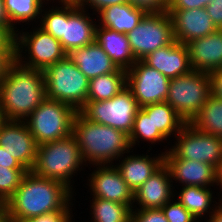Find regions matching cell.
I'll return each mask as SVG.
<instances>
[{
	"instance_id": "cell-1",
	"label": "cell",
	"mask_w": 222,
	"mask_h": 222,
	"mask_svg": "<svg viewBox=\"0 0 222 222\" xmlns=\"http://www.w3.org/2000/svg\"><path fill=\"white\" fill-rule=\"evenodd\" d=\"M72 190L57 180L32 171L24 176L15 193L5 202V214L18 222L59 210H70Z\"/></svg>"
},
{
	"instance_id": "cell-2",
	"label": "cell",
	"mask_w": 222,
	"mask_h": 222,
	"mask_svg": "<svg viewBox=\"0 0 222 222\" xmlns=\"http://www.w3.org/2000/svg\"><path fill=\"white\" fill-rule=\"evenodd\" d=\"M46 99L43 71L14 60L0 80V110L6 120H25Z\"/></svg>"
},
{
	"instance_id": "cell-3",
	"label": "cell",
	"mask_w": 222,
	"mask_h": 222,
	"mask_svg": "<svg viewBox=\"0 0 222 222\" xmlns=\"http://www.w3.org/2000/svg\"><path fill=\"white\" fill-rule=\"evenodd\" d=\"M72 135L79 145L84 162L89 161L92 165H110L114 159H121L122 154L130 152L129 135L113 127L89 121L79 112L73 120Z\"/></svg>"
},
{
	"instance_id": "cell-4",
	"label": "cell",
	"mask_w": 222,
	"mask_h": 222,
	"mask_svg": "<svg viewBox=\"0 0 222 222\" xmlns=\"http://www.w3.org/2000/svg\"><path fill=\"white\" fill-rule=\"evenodd\" d=\"M62 7L43 13L40 28L61 42L66 53L95 41L96 24L77 3H62ZM64 7V8H63ZM44 15V16H43Z\"/></svg>"
},
{
	"instance_id": "cell-5",
	"label": "cell",
	"mask_w": 222,
	"mask_h": 222,
	"mask_svg": "<svg viewBox=\"0 0 222 222\" xmlns=\"http://www.w3.org/2000/svg\"><path fill=\"white\" fill-rule=\"evenodd\" d=\"M83 162L79 145L71 134L66 138L38 145L36 163L31 171L42 178L62 182L72 189L70 178L79 171Z\"/></svg>"
},
{
	"instance_id": "cell-6",
	"label": "cell",
	"mask_w": 222,
	"mask_h": 222,
	"mask_svg": "<svg viewBox=\"0 0 222 222\" xmlns=\"http://www.w3.org/2000/svg\"><path fill=\"white\" fill-rule=\"evenodd\" d=\"M46 98L72 106L77 112L88 97L89 79L66 56L43 71Z\"/></svg>"
},
{
	"instance_id": "cell-7",
	"label": "cell",
	"mask_w": 222,
	"mask_h": 222,
	"mask_svg": "<svg viewBox=\"0 0 222 222\" xmlns=\"http://www.w3.org/2000/svg\"><path fill=\"white\" fill-rule=\"evenodd\" d=\"M212 94L210 73L194 71L170 79L167 102L186 122L191 123Z\"/></svg>"
},
{
	"instance_id": "cell-8",
	"label": "cell",
	"mask_w": 222,
	"mask_h": 222,
	"mask_svg": "<svg viewBox=\"0 0 222 222\" xmlns=\"http://www.w3.org/2000/svg\"><path fill=\"white\" fill-rule=\"evenodd\" d=\"M76 113L69 104L46 98L24 122L40 145L70 136Z\"/></svg>"
},
{
	"instance_id": "cell-9",
	"label": "cell",
	"mask_w": 222,
	"mask_h": 222,
	"mask_svg": "<svg viewBox=\"0 0 222 222\" xmlns=\"http://www.w3.org/2000/svg\"><path fill=\"white\" fill-rule=\"evenodd\" d=\"M176 145L164 159H188L214 166L218 171L222 165V138L200 132L192 124L186 123L177 134Z\"/></svg>"
},
{
	"instance_id": "cell-10",
	"label": "cell",
	"mask_w": 222,
	"mask_h": 222,
	"mask_svg": "<svg viewBox=\"0 0 222 222\" xmlns=\"http://www.w3.org/2000/svg\"><path fill=\"white\" fill-rule=\"evenodd\" d=\"M139 108L132 92L126 87L111 99L86 102L78 112L89 121L113 127L129 135Z\"/></svg>"
},
{
	"instance_id": "cell-11",
	"label": "cell",
	"mask_w": 222,
	"mask_h": 222,
	"mask_svg": "<svg viewBox=\"0 0 222 222\" xmlns=\"http://www.w3.org/2000/svg\"><path fill=\"white\" fill-rule=\"evenodd\" d=\"M126 36L133 56L142 60L174 40L171 17L168 12L146 13Z\"/></svg>"
},
{
	"instance_id": "cell-12",
	"label": "cell",
	"mask_w": 222,
	"mask_h": 222,
	"mask_svg": "<svg viewBox=\"0 0 222 222\" xmlns=\"http://www.w3.org/2000/svg\"><path fill=\"white\" fill-rule=\"evenodd\" d=\"M36 30L32 34H29V32H23L22 34L20 32V35H18V32L16 34L15 60L26 68L44 71L57 61L64 59L67 53L62 48L59 40L40 27ZM23 50H28L29 58H26L28 61H22L23 59H21Z\"/></svg>"
},
{
	"instance_id": "cell-13",
	"label": "cell",
	"mask_w": 222,
	"mask_h": 222,
	"mask_svg": "<svg viewBox=\"0 0 222 222\" xmlns=\"http://www.w3.org/2000/svg\"><path fill=\"white\" fill-rule=\"evenodd\" d=\"M127 88L132 92L139 107L165 102L170 79L142 60L127 71Z\"/></svg>"
},
{
	"instance_id": "cell-14",
	"label": "cell",
	"mask_w": 222,
	"mask_h": 222,
	"mask_svg": "<svg viewBox=\"0 0 222 222\" xmlns=\"http://www.w3.org/2000/svg\"><path fill=\"white\" fill-rule=\"evenodd\" d=\"M0 146L25 169L36 163L37 144L24 120H6L0 124Z\"/></svg>"
},
{
	"instance_id": "cell-15",
	"label": "cell",
	"mask_w": 222,
	"mask_h": 222,
	"mask_svg": "<svg viewBox=\"0 0 222 222\" xmlns=\"http://www.w3.org/2000/svg\"><path fill=\"white\" fill-rule=\"evenodd\" d=\"M168 14L172 20L174 39L185 45L217 29L206 8L168 9Z\"/></svg>"
},
{
	"instance_id": "cell-16",
	"label": "cell",
	"mask_w": 222,
	"mask_h": 222,
	"mask_svg": "<svg viewBox=\"0 0 222 222\" xmlns=\"http://www.w3.org/2000/svg\"><path fill=\"white\" fill-rule=\"evenodd\" d=\"M111 166V167H110ZM99 165L98 170L93 171L89 179L90 189L93 196L128 204L131 208L134 203V192L122 178L120 172L116 168L117 165ZM114 167V168H113Z\"/></svg>"
},
{
	"instance_id": "cell-17",
	"label": "cell",
	"mask_w": 222,
	"mask_h": 222,
	"mask_svg": "<svg viewBox=\"0 0 222 222\" xmlns=\"http://www.w3.org/2000/svg\"><path fill=\"white\" fill-rule=\"evenodd\" d=\"M142 61L169 79L192 71L188 46L175 39L170 44L151 52Z\"/></svg>"
},
{
	"instance_id": "cell-18",
	"label": "cell",
	"mask_w": 222,
	"mask_h": 222,
	"mask_svg": "<svg viewBox=\"0 0 222 222\" xmlns=\"http://www.w3.org/2000/svg\"><path fill=\"white\" fill-rule=\"evenodd\" d=\"M187 46L192 70L210 73L222 69V29L192 40Z\"/></svg>"
},
{
	"instance_id": "cell-19",
	"label": "cell",
	"mask_w": 222,
	"mask_h": 222,
	"mask_svg": "<svg viewBox=\"0 0 222 222\" xmlns=\"http://www.w3.org/2000/svg\"><path fill=\"white\" fill-rule=\"evenodd\" d=\"M172 178L168 167L163 164L134 192V202L138 201L140 209H161L171 201Z\"/></svg>"
},
{
	"instance_id": "cell-20",
	"label": "cell",
	"mask_w": 222,
	"mask_h": 222,
	"mask_svg": "<svg viewBox=\"0 0 222 222\" xmlns=\"http://www.w3.org/2000/svg\"><path fill=\"white\" fill-rule=\"evenodd\" d=\"M164 164L173 180L184 186L209 187L214 183L218 186L219 171L210 164L188 159H164Z\"/></svg>"
},
{
	"instance_id": "cell-21",
	"label": "cell",
	"mask_w": 222,
	"mask_h": 222,
	"mask_svg": "<svg viewBox=\"0 0 222 222\" xmlns=\"http://www.w3.org/2000/svg\"><path fill=\"white\" fill-rule=\"evenodd\" d=\"M67 57L89 80L115 72L118 69L96 41L84 47L71 50L67 53Z\"/></svg>"
},
{
	"instance_id": "cell-22",
	"label": "cell",
	"mask_w": 222,
	"mask_h": 222,
	"mask_svg": "<svg viewBox=\"0 0 222 222\" xmlns=\"http://www.w3.org/2000/svg\"><path fill=\"white\" fill-rule=\"evenodd\" d=\"M95 41L111 58L117 68L127 71L136 63L126 34L97 26Z\"/></svg>"
},
{
	"instance_id": "cell-23",
	"label": "cell",
	"mask_w": 222,
	"mask_h": 222,
	"mask_svg": "<svg viewBox=\"0 0 222 222\" xmlns=\"http://www.w3.org/2000/svg\"><path fill=\"white\" fill-rule=\"evenodd\" d=\"M127 156L116 167L127 185L135 192L155 171L164 164V153L158 157Z\"/></svg>"
},
{
	"instance_id": "cell-24",
	"label": "cell",
	"mask_w": 222,
	"mask_h": 222,
	"mask_svg": "<svg viewBox=\"0 0 222 222\" xmlns=\"http://www.w3.org/2000/svg\"><path fill=\"white\" fill-rule=\"evenodd\" d=\"M98 14L102 24L98 26L127 34L138 25L146 12L130 3H124L106 6L98 11Z\"/></svg>"
},
{
	"instance_id": "cell-25",
	"label": "cell",
	"mask_w": 222,
	"mask_h": 222,
	"mask_svg": "<svg viewBox=\"0 0 222 222\" xmlns=\"http://www.w3.org/2000/svg\"><path fill=\"white\" fill-rule=\"evenodd\" d=\"M126 87L127 72L118 68L115 72L90 79L87 102L111 99Z\"/></svg>"
},
{
	"instance_id": "cell-26",
	"label": "cell",
	"mask_w": 222,
	"mask_h": 222,
	"mask_svg": "<svg viewBox=\"0 0 222 222\" xmlns=\"http://www.w3.org/2000/svg\"><path fill=\"white\" fill-rule=\"evenodd\" d=\"M152 119L154 128L157 129L165 138L180 132L186 122L179 114L167 103L148 104L141 107Z\"/></svg>"
},
{
	"instance_id": "cell-27",
	"label": "cell",
	"mask_w": 222,
	"mask_h": 222,
	"mask_svg": "<svg viewBox=\"0 0 222 222\" xmlns=\"http://www.w3.org/2000/svg\"><path fill=\"white\" fill-rule=\"evenodd\" d=\"M190 124L200 132L222 138V99L211 94Z\"/></svg>"
},
{
	"instance_id": "cell-28",
	"label": "cell",
	"mask_w": 222,
	"mask_h": 222,
	"mask_svg": "<svg viewBox=\"0 0 222 222\" xmlns=\"http://www.w3.org/2000/svg\"><path fill=\"white\" fill-rule=\"evenodd\" d=\"M208 187L184 186L178 201L197 219L208 213L212 201V191Z\"/></svg>"
},
{
	"instance_id": "cell-29",
	"label": "cell",
	"mask_w": 222,
	"mask_h": 222,
	"mask_svg": "<svg viewBox=\"0 0 222 222\" xmlns=\"http://www.w3.org/2000/svg\"><path fill=\"white\" fill-rule=\"evenodd\" d=\"M93 222H130L132 208L128 204L93 197Z\"/></svg>"
},
{
	"instance_id": "cell-30",
	"label": "cell",
	"mask_w": 222,
	"mask_h": 222,
	"mask_svg": "<svg viewBox=\"0 0 222 222\" xmlns=\"http://www.w3.org/2000/svg\"><path fill=\"white\" fill-rule=\"evenodd\" d=\"M44 0H4L5 9L9 17L11 25L14 27V22H29L33 21L40 15ZM39 14V15H38Z\"/></svg>"
},
{
	"instance_id": "cell-31",
	"label": "cell",
	"mask_w": 222,
	"mask_h": 222,
	"mask_svg": "<svg viewBox=\"0 0 222 222\" xmlns=\"http://www.w3.org/2000/svg\"><path fill=\"white\" fill-rule=\"evenodd\" d=\"M140 138L154 142L163 141L166 139L157 129L154 128L152 119L148 117L147 113L140 107L136 113L133 123L132 132L129 134V143L132 146L136 145V141Z\"/></svg>"
},
{
	"instance_id": "cell-32",
	"label": "cell",
	"mask_w": 222,
	"mask_h": 222,
	"mask_svg": "<svg viewBox=\"0 0 222 222\" xmlns=\"http://www.w3.org/2000/svg\"><path fill=\"white\" fill-rule=\"evenodd\" d=\"M27 173L25 168L0 165V199L4 203L15 193Z\"/></svg>"
},
{
	"instance_id": "cell-33",
	"label": "cell",
	"mask_w": 222,
	"mask_h": 222,
	"mask_svg": "<svg viewBox=\"0 0 222 222\" xmlns=\"http://www.w3.org/2000/svg\"><path fill=\"white\" fill-rule=\"evenodd\" d=\"M168 222H196V218L179 202H167L162 208Z\"/></svg>"
},
{
	"instance_id": "cell-34",
	"label": "cell",
	"mask_w": 222,
	"mask_h": 222,
	"mask_svg": "<svg viewBox=\"0 0 222 222\" xmlns=\"http://www.w3.org/2000/svg\"><path fill=\"white\" fill-rule=\"evenodd\" d=\"M130 222H168L162 209L131 210Z\"/></svg>"
},
{
	"instance_id": "cell-35",
	"label": "cell",
	"mask_w": 222,
	"mask_h": 222,
	"mask_svg": "<svg viewBox=\"0 0 222 222\" xmlns=\"http://www.w3.org/2000/svg\"><path fill=\"white\" fill-rule=\"evenodd\" d=\"M132 6L143 9L146 13L168 12L169 0H127Z\"/></svg>"
},
{
	"instance_id": "cell-36",
	"label": "cell",
	"mask_w": 222,
	"mask_h": 222,
	"mask_svg": "<svg viewBox=\"0 0 222 222\" xmlns=\"http://www.w3.org/2000/svg\"><path fill=\"white\" fill-rule=\"evenodd\" d=\"M70 210H59L18 222H72Z\"/></svg>"
},
{
	"instance_id": "cell-37",
	"label": "cell",
	"mask_w": 222,
	"mask_h": 222,
	"mask_svg": "<svg viewBox=\"0 0 222 222\" xmlns=\"http://www.w3.org/2000/svg\"><path fill=\"white\" fill-rule=\"evenodd\" d=\"M205 8L214 26L222 29V0H211Z\"/></svg>"
},
{
	"instance_id": "cell-38",
	"label": "cell",
	"mask_w": 222,
	"mask_h": 222,
	"mask_svg": "<svg viewBox=\"0 0 222 222\" xmlns=\"http://www.w3.org/2000/svg\"><path fill=\"white\" fill-rule=\"evenodd\" d=\"M211 0H169L168 9L205 8Z\"/></svg>"
},
{
	"instance_id": "cell-39",
	"label": "cell",
	"mask_w": 222,
	"mask_h": 222,
	"mask_svg": "<svg viewBox=\"0 0 222 222\" xmlns=\"http://www.w3.org/2000/svg\"><path fill=\"white\" fill-rule=\"evenodd\" d=\"M128 3L127 0H80L77 4L78 6L84 8L88 6H92L91 8L95 9L96 12L100 11L101 9L105 8L106 6H112L115 4H124Z\"/></svg>"
},
{
	"instance_id": "cell-40",
	"label": "cell",
	"mask_w": 222,
	"mask_h": 222,
	"mask_svg": "<svg viewBox=\"0 0 222 222\" xmlns=\"http://www.w3.org/2000/svg\"><path fill=\"white\" fill-rule=\"evenodd\" d=\"M15 60V49H0V80L6 73L7 67Z\"/></svg>"
},
{
	"instance_id": "cell-41",
	"label": "cell",
	"mask_w": 222,
	"mask_h": 222,
	"mask_svg": "<svg viewBox=\"0 0 222 222\" xmlns=\"http://www.w3.org/2000/svg\"><path fill=\"white\" fill-rule=\"evenodd\" d=\"M212 94L222 99V69L210 72Z\"/></svg>"
},
{
	"instance_id": "cell-42",
	"label": "cell",
	"mask_w": 222,
	"mask_h": 222,
	"mask_svg": "<svg viewBox=\"0 0 222 222\" xmlns=\"http://www.w3.org/2000/svg\"><path fill=\"white\" fill-rule=\"evenodd\" d=\"M0 49H15V36L0 25Z\"/></svg>"
},
{
	"instance_id": "cell-43",
	"label": "cell",
	"mask_w": 222,
	"mask_h": 222,
	"mask_svg": "<svg viewBox=\"0 0 222 222\" xmlns=\"http://www.w3.org/2000/svg\"><path fill=\"white\" fill-rule=\"evenodd\" d=\"M0 165L8 166V168H24L12 155L8 154L2 146H0Z\"/></svg>"
},
{
	"instance_id": "cell-44",
	"label": "cell",
	"mask_w": 222,
	"mask_h": 222,
	"mask_svg": "<svg viewBox=\"0 0 222 222\" xmlns=\"http://www.w3.org/2000/svg\"><path fill=\"white\" fill-rule=\"evenodd\" d=\"M0 25L5 26L14 36H16L17 31L15 27H13L9 21V17L7 15L4 0H0Z\"/></svg>"
},
{
	"instance_id": "cell-45",
	"label": "cell",
	"mask_w": 222,
	"mask_h": 222,
	"mask_svg": "<svg viewBox=\"0 0 222 222\" xmlns=\"http://www.w3.org/2000/svg\"><path fill=\"white\" fill-rule=\"evenodd\" d=\"M220 203L216 206L215 210H213V214H211V216L209 215L210 219L208 222H222V202Z\"/></svg>"
},
{
	"instance_id": "cell-46",
	"label": "cell",
	"mask_w": 222,
	"mask_h": 222,
	"mask_svg": "<svg viewBox=\"0 0 222 222\" xmlns=\"http://www.w3.org/2000/svg\"><path fill=\"white\" fill-rule=\"evenodd\" d=\"M5 214V203L0 199V218Z\"/></svg>"
},
{
	"instance_id": "cell-47",
	"label": "cell",
	"mask_w": 222,
	"mask_h": 222,
	"mask_svg": "<svg viewBox=\"0 0 222 222\" xmlns=\"http://www.w3.org/2000/svg\"><path fill=\"white\" fill-rule=\"evenodd\" d=\"M218 173V185H220V188H222V165Z\"/></svg>"
},
{
	"instance_id": "cell-48",
	"label": "cell",
	"mask_w": 222,
	"mask_h": 222,
	"mask_svg": "<svg viewBox=\"0 0 222 222\" xmlns=\"http://www.w3.org/2000/svg\"><path fill=\"white\" fill-rule=\"evenodd\" d=\"M0 222H13L6 214L0 218Z\"/></svg>"
},
{
	"instance_id": "cell-49",
	"label": "cell",
	"mask_w": 222,
	"mask_h": 222,
	"mask_svg": "<svg viewBox=\"0 0 222 222\" xmlns=\"http://www.w3.org/2000/svg\"><path fill=\"white\" fill-rule=\"evenodd\" d=\"M80 0H60L62 3H78Z\"/></svg>"
},
{
	"instance_id": "cell-50",
	"label": "cell",
	"mask_w": 222,
	"mask_h": 222,
	"mask_svg": "<svg viewBox=\"0 0 222 222\" xmlns=\"http://www.w3.org/2000/svg\"><path fill=\"white\" fill-rule=\"evenodd\" d=\"M3 120H4V118H3L2 112L0 110V124L2 123Z\"/></svg>"
}]
</instances>
